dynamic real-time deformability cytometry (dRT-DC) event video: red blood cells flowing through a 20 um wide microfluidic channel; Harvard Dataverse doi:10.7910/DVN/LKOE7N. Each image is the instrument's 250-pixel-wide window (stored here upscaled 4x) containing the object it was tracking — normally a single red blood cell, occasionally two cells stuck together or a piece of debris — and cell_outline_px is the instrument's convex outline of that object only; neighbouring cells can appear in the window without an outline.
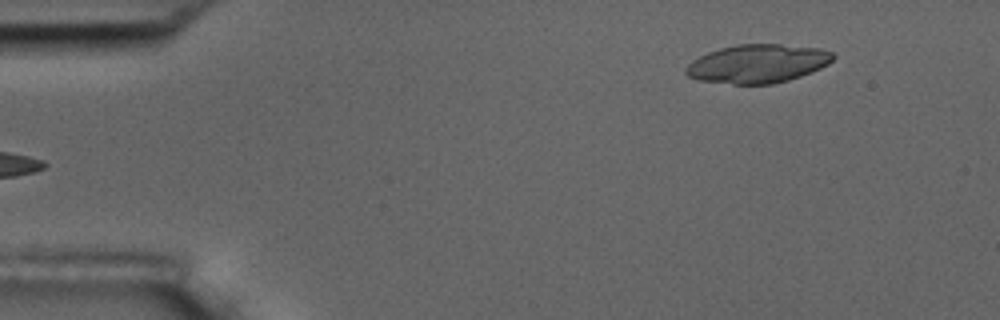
{"species": "common noctule bat (a hibernating species)", "species_latin": "Nyctalus noctula", "temperature_condition": "room temperature", "stored_images_in_passage": 6, "segment_of_instrument_passage": [2, 2], "camera_frame_rate_fps": 3000, "um_per_image_px": 0.085, "animal": {"sex": "male", "body_mass_g": 17.5, "forearm_length_mm": 52.3}, "frame": {"image": 1, "passage_image": 6, "time_ms": 5.667, "image_size_px": [1000, 320], "cell_outline_px": [[836, 56], [828, 64], [812, 72], [788, 80], [772, 84], [732, 84], [696, 80], [688, 76], [684, 72], [684, 68], [692, 60], [708, 52], [720, 48], [736, 44], [780, 44], [820, 48], [832, 52]], "centroid_in_image_um": [64.38, 5.41], "position_along_channel_um": 20.6, "area_um2": 33.23}}